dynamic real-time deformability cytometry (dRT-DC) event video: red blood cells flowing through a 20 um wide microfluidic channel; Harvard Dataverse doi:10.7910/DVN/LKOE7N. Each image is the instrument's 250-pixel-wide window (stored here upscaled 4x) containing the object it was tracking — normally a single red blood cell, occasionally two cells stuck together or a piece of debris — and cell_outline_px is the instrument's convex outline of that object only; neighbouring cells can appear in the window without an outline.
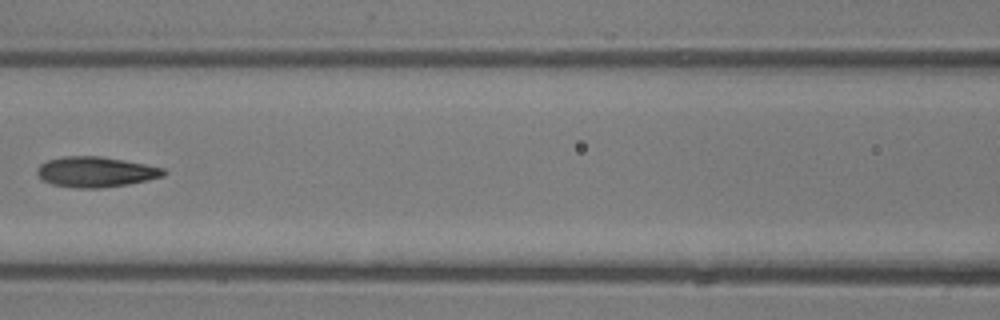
{"species": "common noctule bat (a hibernating species)", "species_latin": "Nyctalus noctula", "temperature_condition": "room temperature", "stored_images_in_passage": 7, "camera_frame_rate_fps": 3000, "um_per_image_px": 0.085, "animal": {"sex": "male", "body_mass_g": 13.3}, "frame": {"image": 1, "passage_image": 7, "time_ms": 7.0, "image_size_px": [1000, 320], "cell_outline_px": [[168, 172], [164, 176], [148, 180], [128, 184], [100, 188], [80, 188], [52, 184], [44, 180], [36, 172], [36, 168], [40, 164], [48, 160], [64, 156], [100, 156], [124, 160], [164, 168]], "centroid_in_image_um": [8.16, 14.61], "position_along_channel_um": 158.4, "area_um2": 22.31}}